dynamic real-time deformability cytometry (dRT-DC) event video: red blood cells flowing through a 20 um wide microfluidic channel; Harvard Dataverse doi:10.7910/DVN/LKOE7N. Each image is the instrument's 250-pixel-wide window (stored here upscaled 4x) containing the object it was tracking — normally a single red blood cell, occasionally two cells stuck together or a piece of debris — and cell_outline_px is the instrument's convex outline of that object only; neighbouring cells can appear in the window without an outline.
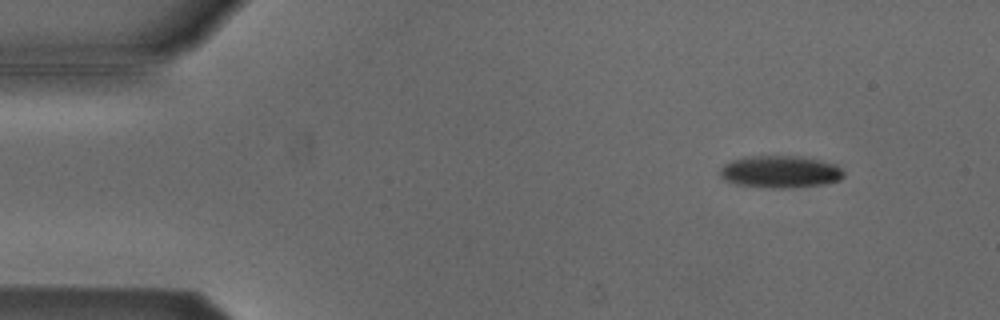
{"species": "Egyptian fruit bat (a non-hibernating species)", "species_latin": "Rousettus aegyptiacus", "temperature_condition": "cold", "stored_images_in_passage": 53, "camera_frame_rate_fps": 3000, "um_per_image_px": 0.085, "animal": {"sex": "male"}, "frame": {"image": 1, "passage_image": 5, "time_ms": 1.333, "image_size_px": [1000, 320], "cell_outline_px": [[844, 176], [840, 180], [824, 184], [792, 188], [764, 188], [736, 184], [724, 180], [720, 176], [720, 168], [724, 164], [732, 160], [744, 156], [800, 156], [820, 160], [836, 164], [844, 172]], "centroid_in_image_um": [66.31, 14.6], "position_along_channel_um": 18.7, "area_um2": 23.52}}
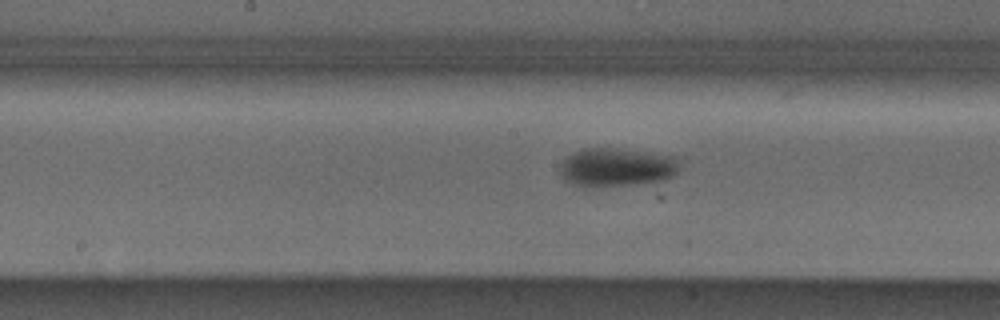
{"frame": {"image": 2, "passage_image": 26, "time_ms": 8.333, "image_size_px": [1000, 320], "cell_outline_px": [[676, 172], [672, 176], [664, 180], [636, 184], [588, 188], [584, 188], [572, 184], [564, 180], [560, 172], [560, 168], [564, 160], [568, 156], [584, 148], [608, 148], [644, 152], [676, 156]], "centroid_in_image_um": [52.35, 14.25], "position_along_channel_um": 195.8, "area_um2": 26.65}}
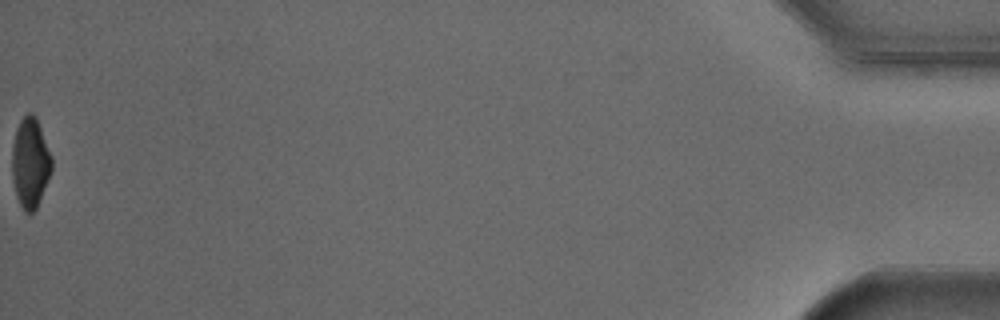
{"frame": {"image": 3, "passage_image": 53, "time_ms": 17.333, "image_size_px": [1000, 320], "cell_outline_px": [[52, 172], [36, 208], [32, 212], [24, 212], [16, 196], [12, 176], [12, 144], [16, 128], [20, 120], [28, 112], [32, 112], [36, 116], [52, 156]], "centroid_in_image_um": [2.57, 13.81], "position_along_channel_um": 432.6, "area_um2": 20.98}, "authors_computed_cell_mechanics": {"area_um2": 24.1026, "velocity_mm_per_s": 3.8224, "shape_relaxation_time_tau1_ms": 1.852, "shape_relaxation_time_tau2_ms": null, "deformation_change_tau1": 0.1182, "deformation_change_tau2": null}}